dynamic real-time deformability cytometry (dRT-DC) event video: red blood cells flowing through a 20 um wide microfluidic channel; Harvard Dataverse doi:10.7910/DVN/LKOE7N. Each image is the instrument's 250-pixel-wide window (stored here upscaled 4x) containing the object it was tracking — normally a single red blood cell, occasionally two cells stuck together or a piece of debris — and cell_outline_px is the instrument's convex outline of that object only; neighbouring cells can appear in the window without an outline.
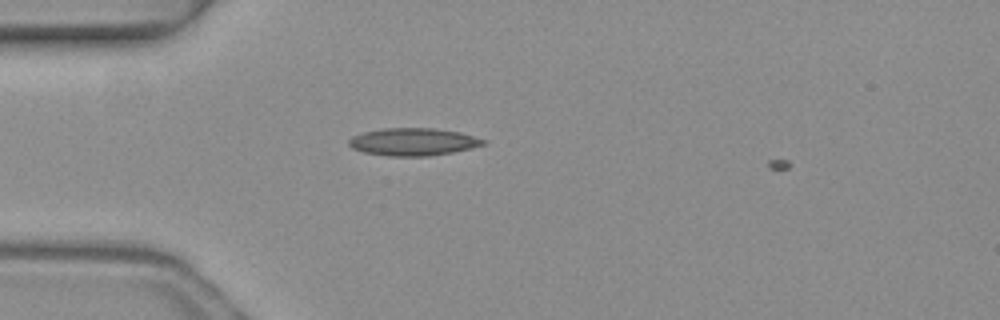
{"species": "common noctule bat (a hibernating species)", "species_latin": "Nyctalus noctula", "temperature_condition": "warm", "stored_images_in_passage": 2, "camera_frame_rate_fps": 3000, "um_per_image_px": 0.085, "animal": {"sex": "female", "body_mass_g": 19.3, "forearm_length_mm": 54.1}, "frame": {"image": 1, "passage_image": 2, "time_ms": 0.333, "image_size_px": [1000, 320], "cell_outline_px": [[488, 140], [484, 144], [452, 152], [428, 156], [388, 156], [364, 152], [352, 148], [348, 144], [348, 140], [352, 136], [364, 132], [384, 128], [432, 128], [460, 132]], "centroid_in_image_um": [35.1, 12.05], "position_along_channel_um": 49.9, "area_um2": 21.44}}